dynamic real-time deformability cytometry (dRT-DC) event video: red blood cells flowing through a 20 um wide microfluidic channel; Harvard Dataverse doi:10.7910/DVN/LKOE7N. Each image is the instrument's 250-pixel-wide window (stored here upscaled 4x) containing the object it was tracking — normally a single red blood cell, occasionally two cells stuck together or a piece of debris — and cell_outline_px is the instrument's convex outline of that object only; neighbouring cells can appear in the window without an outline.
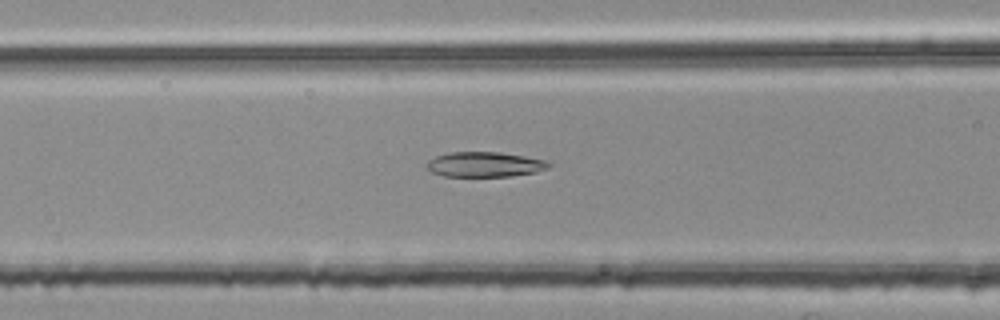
{"species": "common noctule bat (a hibernating species)", "species_latin": "Nyctalus noctula", "temperature_condition": "room temperature", "stored_images_in_passage": 42, "segment_of_instrument_passage": [1, 2], "camera_frame_rate_fps": 3000, "um_per_image_px": 0.085, "animal": {"sex": "female", "body_mass_g": 25.1}, "frame": {"image": 1, "passage_image": 9, "time_ms": 2.667, "image_size_px": [1000, 320], "cell_outline_px": [[552, 164], [548, 168], [536, 172], [512, 176], [444, 176], [432, 172], [428, 168], [428, 160], [436, 156], [452, 152], [500, 152], [548, 160]], "centroid_in_image_um": [41.26, 13.97], "position_along_channel_um": 125.3, "area_um2": 17.74}}
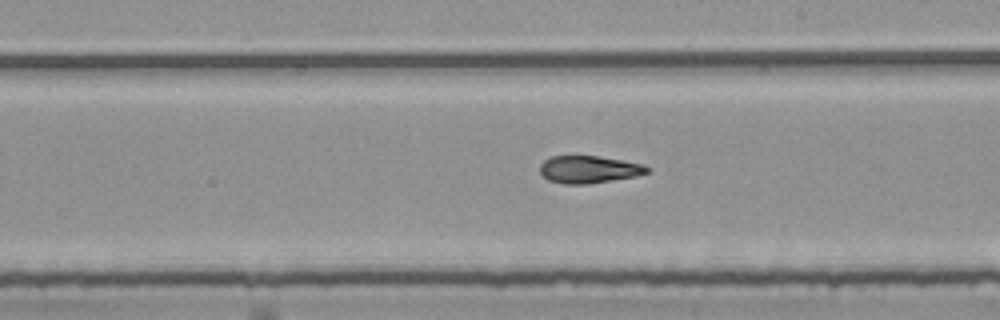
{"frame": {"image": 2, "passage_image": 18, "time_ms": 5.667, "image_size_px": [1000, 320], "cell_outline_px": [[648, 172], [636, 176], [588, 184], [564, 184], [548, 180], [540, 172], [540, 164], [544, 160], [552, 156], [600, 156], [644, 164], [648, 168]], "centroid_in_image_um": [50.04, 14.4], "position_along_channel_um": 239.0, "area_um2": 17.05}}
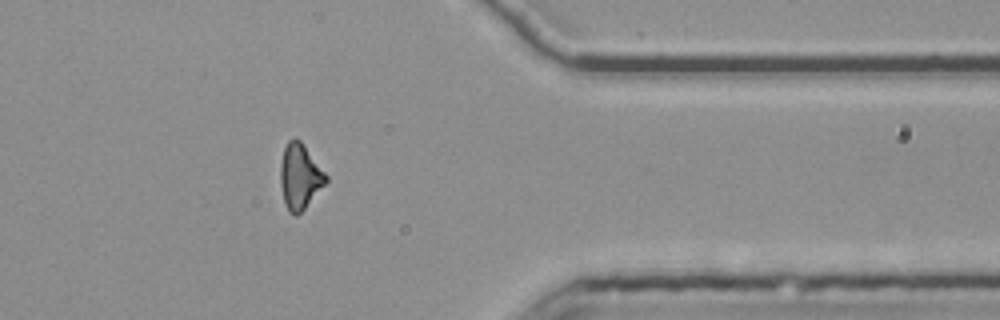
{"frame": {"image": 3, "passage_image": 31, "time_ms": 10.0, "image_size_px": [1000, 320], "cell_outline_px": [[328, 180], [304, 208], [296, 216], [288, 212], [284, 204], [280, 184], [280, 164], [284, 148], [288, 140], [292, 136], [296, 136], [300, 140], [328, 176]], "centroid_in_image_um": [25.46, 14.98], "position_along_channel_um": 385.9, "area_um2": 17.34}}